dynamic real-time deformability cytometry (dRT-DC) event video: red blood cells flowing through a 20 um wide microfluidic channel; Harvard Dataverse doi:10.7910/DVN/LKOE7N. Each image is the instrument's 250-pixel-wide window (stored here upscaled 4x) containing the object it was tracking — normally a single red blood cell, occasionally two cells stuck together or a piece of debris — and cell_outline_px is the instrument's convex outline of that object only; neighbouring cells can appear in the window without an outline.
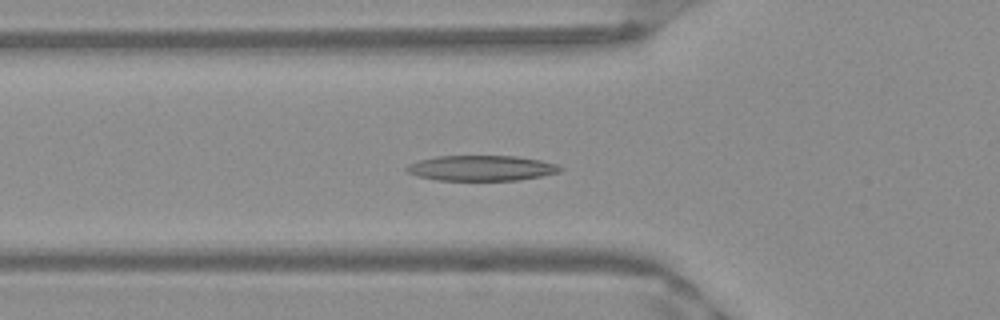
{"species": "Egyptian fruit bat (a non-hibernating species)", "species_latin": "Rousettus aegyptiacus", "temperature_condition": "warm", "stored_images_in_passage": 46, "camera_frame_rate_fps": 3000, "um_per_image_px": 0.085, "frame": {"image": 1, "passage_image": 13, "time_ms": 4.0, "image_size_px": [1000, 320], "cell_outline_px": [[564, 168], [560, 172], [520, 180], [436, 180], [416, 176], [408, 172], [404, 168], [408, 164], [420, 160], [436, 156], [516, 156], [540, 160], [556, 164]], "centroid_in_image_um": [40.91, 14.29], "position_along_channel_um": 84.9, "area_um2": 22.72}}
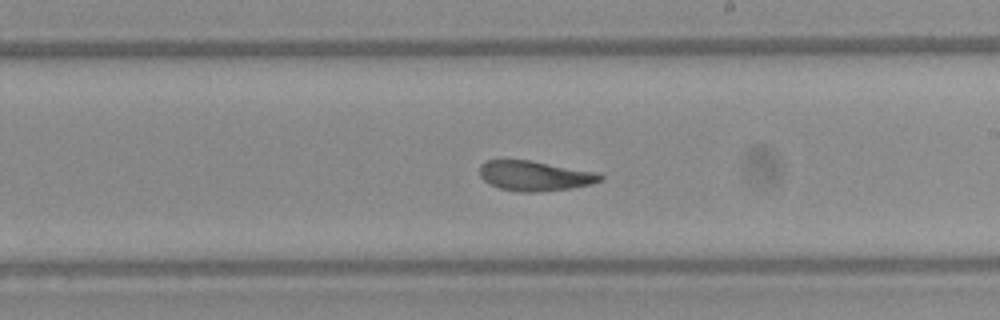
{"frame": {"image": 2, "passage_image": 25, "time_ms": 8.0, "image_size_px": [1000, 320], "cell_outline_px": [[604, 180], [592, 184], [572, 188], [536, 192], [516, 192], [500, 188], [488, 184], [480, 176], [480, 164], [488, 160], [528, 160], [600, 172], [604, 176]], "centroid_in_image_um": [45.5, 14.95], "position_along_channel_um": 243.5, "area_um2": 21.33}}
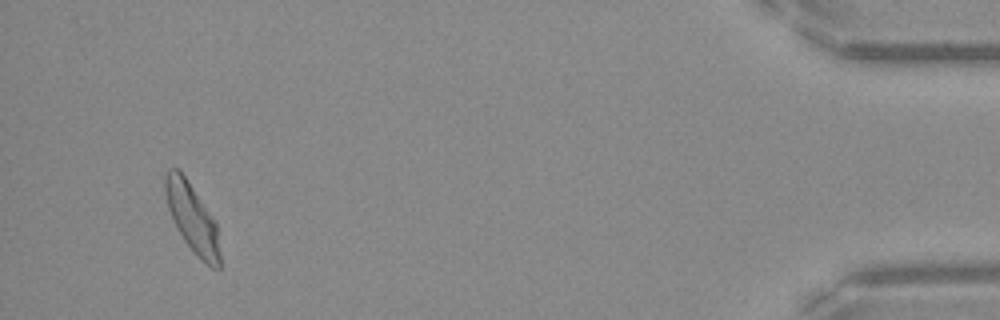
{"frame": {"image": 3, "passage_image": 44, "time_ms": 14.333, "image_size_px": [1000, 320], "cell_outline_px": [[220, 268], [212, 268], [184, 240], [168, 208], [164, 188], [164, 176], [168, 168], [180, 168], [216, 220], [220, 252]], "centroid_in_image_um": [16.34, 18.43], "position_along_channel_um": 418.9, "area_um2": 21.68}, "authors_computed_cell_mechanics": {"area_um2": 21.8484, "velocity_mm_per_s": 3.9525, "shape_relaxation_time_tau1_ms": 3.6934, "shape_relaxation_time_tau2_ms": 2.0698, "deformation_change_tau1": 0.1565, "deformation_change_tau2": 0.0998}}